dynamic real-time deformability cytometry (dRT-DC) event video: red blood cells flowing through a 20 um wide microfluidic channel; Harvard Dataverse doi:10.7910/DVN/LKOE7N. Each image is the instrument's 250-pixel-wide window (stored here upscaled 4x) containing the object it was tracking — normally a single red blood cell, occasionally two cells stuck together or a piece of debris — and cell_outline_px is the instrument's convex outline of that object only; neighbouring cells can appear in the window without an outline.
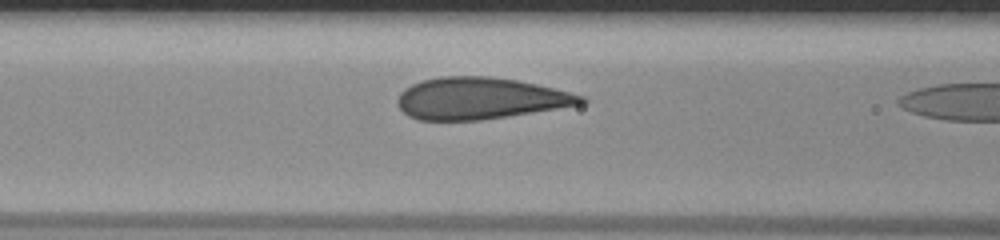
{"species": "human", "species_latin": "Homo sapiens", "temperature_condition": "room temperature", "stored_images_in_passage": 7, "camera_frame_rate_fps": 3000, "um_per_image_px": 0.085, "donor": {"sex": "male"}, "frame": {"image": 1, "passage_image": 5, "time_ms": 1.333, "image_size_px": [1000, 240], "cell_outline_px": [[588, 100], [584, 104], [508, 116], [480, 120], [416, 120], [408, 116], [400, 108], [396, 100], [400, 92], [404, 88], [412, 84], [424, 80], [440, 76], [488, 76], [516, 80], [536, 84], [584, 96]], "centroid_in_image_um": [40.78, 8.36], "position_along_channel_um": 125.8, "area_um2": 44.51}}